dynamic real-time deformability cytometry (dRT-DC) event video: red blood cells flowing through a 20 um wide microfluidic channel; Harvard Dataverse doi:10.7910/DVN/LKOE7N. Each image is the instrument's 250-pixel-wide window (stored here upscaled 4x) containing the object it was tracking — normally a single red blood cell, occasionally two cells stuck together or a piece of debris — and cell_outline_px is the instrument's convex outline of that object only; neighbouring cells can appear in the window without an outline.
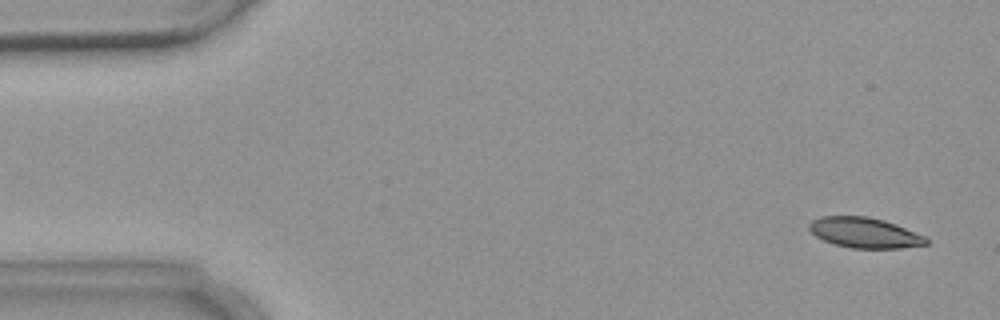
{"species": "common noctule bat (a hibernating species)", "species_latin": "Nyctalus noctula", "temperature_condition": "warm", "stored_images_in_passage": 4, "camera_frame_rate_fps": 3000, "um_per_image_px": 0.085, "animal": {"sex": "female", "body_mass_g": 18.4}, "frame": {"image": 1, "passage_image": 1, "time_ms": 0.0, "image_size_px": [1000, 320], "cell_outline_px": [[928, 244], [900, 248], [852, 248], [836, 244], [824, 240], [816, 236], [808, 228], [808, 224], [812, 220], [820, 216], [868, 216], [884, 220], [896, 224], [928, 236]], "centroid_in_image_um": [73.53, 19.77], "position_along_channel_um": 11.5, "area_um2": 20.81}}